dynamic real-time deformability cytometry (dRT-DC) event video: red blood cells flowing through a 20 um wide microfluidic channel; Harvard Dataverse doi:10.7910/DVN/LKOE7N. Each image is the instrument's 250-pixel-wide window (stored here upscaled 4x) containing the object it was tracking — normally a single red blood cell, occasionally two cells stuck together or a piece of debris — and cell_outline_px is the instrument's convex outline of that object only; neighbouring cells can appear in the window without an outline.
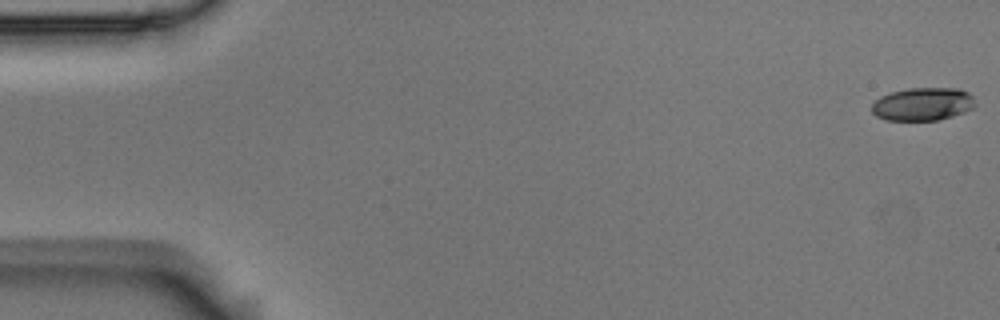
{"species": "Egyptian fruit bat (a non-hibernating species)", "species_latin": "Rousettus aegyptiacus", "temperature_condition": "room temperature", "stored_images_in_passage": 34, "camera_frame_rate_fps": 3000, "um_per_image_px": 0.085, "animal": {"sex": "male"}, "frame": {"image": 1, "passage_image": 1, "time_ms": 0.0, "image_size_px": [1000, 320], "cell_outline_px": [[976, 104], [972, 108], [964, 112], [952, 116], [936, 120], [884, 120], [876, 116], [872, 112], [872, 104], [880, 96], [892, 92], [908, 88], [960, 88], [968, 92], [972, 96]], "centroid_in_image_um": [78.43, 8.84], "position_along_channel_um": 6.6, "area_um2": 19.94}}
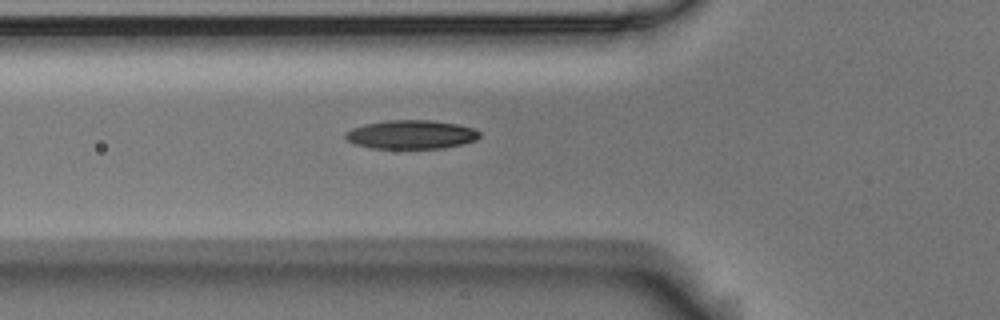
{"frame": {"image": 2, "passage_image": 20, "time_ms": 6.333, "image_size_px": [1000, 320], "cell_outline_px": [[480, 136], [476, 140], [444, 148], [372, 148], [356, 144], [348, 140], [344, 136], [344, 132], [352, 128], [364, 124], [388, 120], [428, 120], [456, 124], [476, 128], [480, 132]], "centroid_in_image_um": [34.95, 11.43], "position_along_channel_um": 90.8, "area_um2": 22.43}}
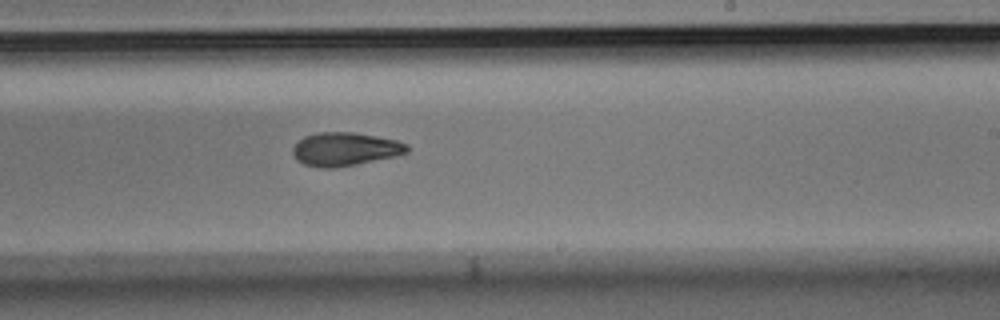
{"frame": {"image": 3, "passage_image": 34, "time_ms": 11.0, "image_size_px": [1000, 320], "cell_outline_px": [[408, 152], [396, 156], [336, 168], [320, 168], [304, 164], [296, 160], [292, 152], [292, 148], [304, 136], [320, 132], [352, 132], [376, 136], [396, 140], [408, 144]], "centroid_in_image_um": [29.32, 12.68], "position_along_channel_um": 259.7, "area_um2": 22.25}}